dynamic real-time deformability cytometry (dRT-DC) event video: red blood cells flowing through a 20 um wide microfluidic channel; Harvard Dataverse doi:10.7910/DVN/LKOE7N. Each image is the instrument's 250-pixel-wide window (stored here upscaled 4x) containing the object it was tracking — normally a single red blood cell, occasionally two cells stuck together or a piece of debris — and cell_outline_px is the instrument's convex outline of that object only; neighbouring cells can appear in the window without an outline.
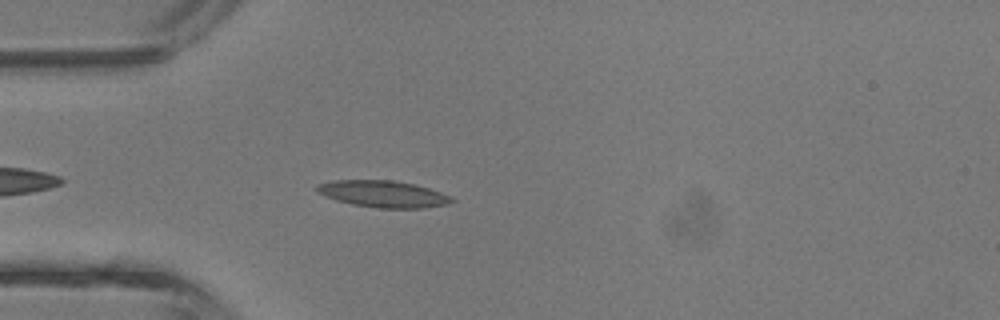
{"species": "common noctule bat (a hibernating species)", "species_latin": "Nyctalus noctula", "temperature_condition": "room temperature", "stored_images_in_passage": 33, "camera_frame_rate_fps": 3000, "um_per_image_px": 0.085, "animal": {"sex": "male", "body_mass_g": 13.3}, "frame": {"image": 1, "passage_image": 3, "time_ms": 0.667, "image_size_px": [1000, 320], "cell_outline_px": [[456, 200], [444, 204], [424, 208], [376, 208], [352, 204], [336, 200], [324, 196], [316, 192], [316, 184], [332, 180], [392, 180], [416, 184], [452, 196]], "centroid_in_image_um": [32.53, 16.48], "position_along_channel_um": 52.5, "area_um2": 21.1}}
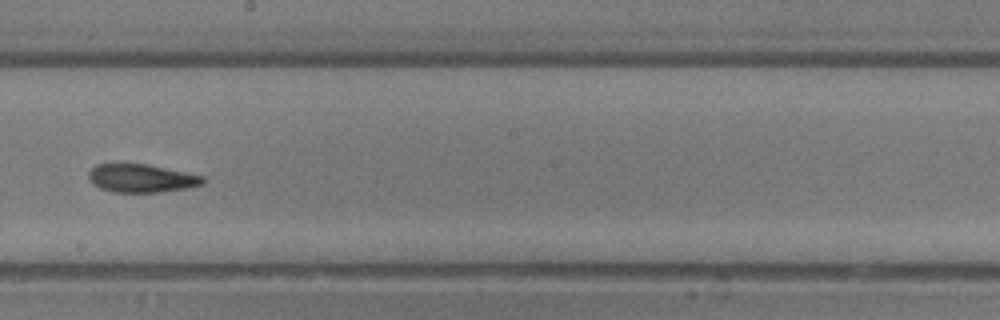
{"frame": {"image": 2, "passage_image": 15, "time_ms": 4.667, "image_size_px": [1000, 320], "cell_outline_px": [[204, 184], [184, 188], [160, 192], [112, 192], [100, 188], [88, 176], [88, 172], [96, 164], [148, 164], [204, 176]], "centroid_in_image_um": [12.03, 15.15], "position_along_channel_um": 236.2, "area_um2": 18.55}}
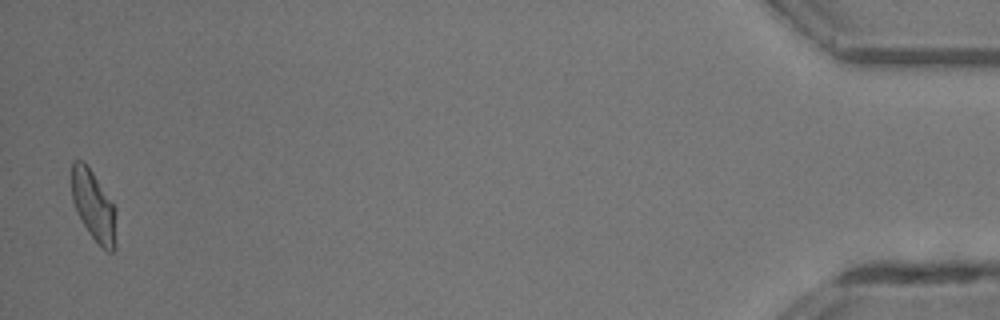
{"frame": {"image": 3, "passage_image": 33, "time_ms": 10.667, "image_size_px": [1000, 320], "cell_outline_px": [[116, 248], [112, 252], [108, 252], [88, 232], [76, 212], [72, 200], [72, 160], [84, 160], [116, 208]], "centroid_in_image_um": [7.96, 17.5], "position_along_channel_um": 427.2, "area_um2": 18.26}, "authors_computed_cell_mechanics": {"area_um2": 19.0162, "velocity_mm_per_s": 4.7965, "shape_relaxation_time_tau1_ms": 5.0135, "shape_relaxation_time_tau2_ms": 2.305, "deformation_change_tau1": 0.177, "deformation_change_tau2": 0.1048}}